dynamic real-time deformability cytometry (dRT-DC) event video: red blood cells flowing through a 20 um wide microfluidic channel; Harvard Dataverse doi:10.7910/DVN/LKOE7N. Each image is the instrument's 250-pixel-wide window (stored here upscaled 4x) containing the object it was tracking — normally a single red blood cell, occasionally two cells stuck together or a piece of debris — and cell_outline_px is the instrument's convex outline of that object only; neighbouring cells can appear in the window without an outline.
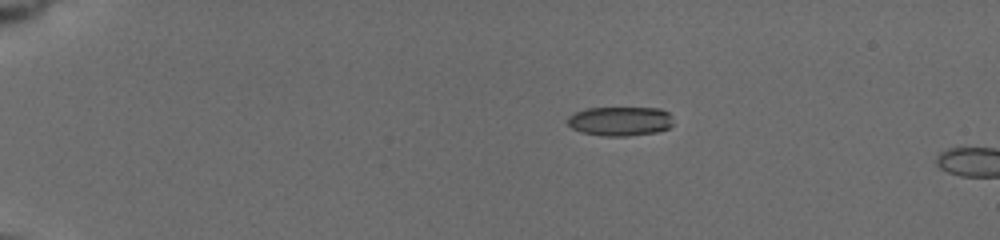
{"species": "common noctule bat (a hibernating species)", "species_latin": "Nyctalus noctula", "temperature_condition": "cold", "stored_images_in_passage": 5, "camera_frame_rate_fps": 3000, "um_per_image_px": 0.085, "animal": {"sex": "female", "body_mass_g": 19.5, "forearm_length_mm": 54.1}, "frame": {"image": 1, "passage_image": 1, "time_ms": 0.0, "image_size_px": [1000, 240], "cell_outline_px": [[672, 124], [668, 128], [656, 132], [628, 136], [604, 136], [580, 132], [572, 128], [564, 120], [568, 116], [576, 112], [588, 108], [660, 108], [668, 112], [672, 116]], "centroid_in_image_um": [52.69, 10.3], "position_along_channel_um": 32.3, "area_um2": 18.15}}